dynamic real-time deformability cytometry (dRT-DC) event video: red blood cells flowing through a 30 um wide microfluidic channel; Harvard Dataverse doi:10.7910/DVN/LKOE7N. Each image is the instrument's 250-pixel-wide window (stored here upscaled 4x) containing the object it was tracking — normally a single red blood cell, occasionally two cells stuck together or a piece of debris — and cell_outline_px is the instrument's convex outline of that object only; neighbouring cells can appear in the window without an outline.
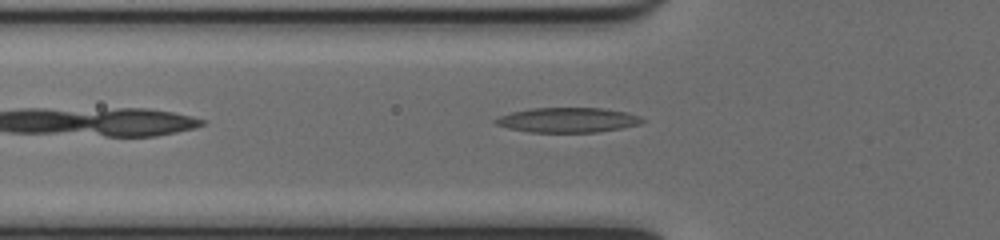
{"species": "common noctule bat (a hibernating species)", "species_latin": "Nyctalus noctula", "temperature_condition": "cold", "stored_images_in_passage": 32, "camera_frame_rate_fps": 3000, "um_per_image_px": 0.085, "animal": {"sex": "female", "body_mass_g": 17.0, "forearm_length_mm": 48.0}, "frame": {"image": 1, "passage_image": 3, "time_ms": 0.667, "image_size_px": [1000, 240], "cell_outline_px": [[644, 120], [640, 124], [620, 128], [596, 132], [528, 132], [508, 128], [496, 124], [492, 120], [500, 116], [512, 112], [532, 108], [600, 108], [628, 112], [640, 116]], "centroid_in_image_um": [48.25, 10.2], "position_along_channel_um": 77.6, "area_um2": 21.15}}
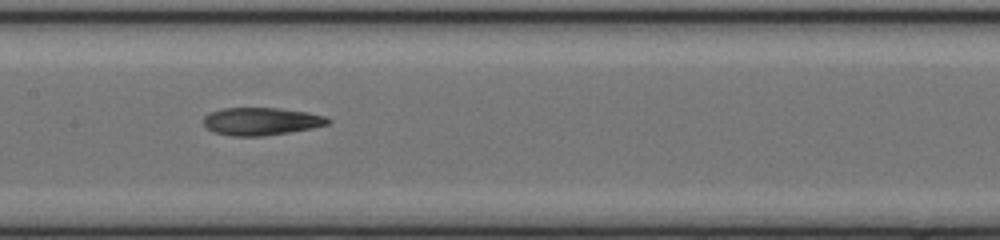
{"frame": {"image": 2, "passage_image": 11, "time_ms": 3.333, "image_size_px": [1000, 240], "cell_outline_px": [[332, 120], [328, 124], [312, 128], [264, 136], [232, 136], [212, 132], [204, 124], [204, 116], [212, 112], [224, 108], [276, 108], [308, 112], [324, 116]], "centroid_in_image_um": [22.21, 10.32], "position_along_channel_um": 185.2, "area_um2": 19.94}}
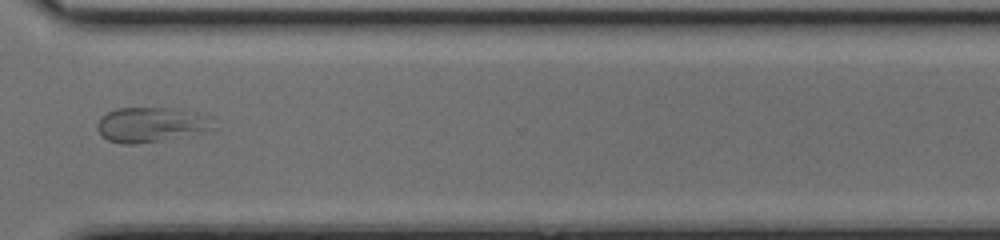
{"frame": {"image": 3, "passage_image": 24, "time_ms": 7.667, "image_size_px": [1000, 240], "cell_outline_px": [[204, 132], [160, 140], [136, 144], [120, 144], [108, 140], [96, 128], [96, 124], [108, 112], [116, 108], [172, 108], [180, 112], [204, 128]], "centroid_in_image_um": [12.38, 10.64], "position_along_channel_um": 358.2, "area_um2": 20.98}, "authors_computed_cell_mechanics": {"area_um2": 20.3456, "velocity_mm_per_s": 3.9968, "shape_relaxation_time_tau1_ms": null, "shape_relaxation_time_tau2_ms": 2.7573, "deformation_change_tau1": null, "deformation_change_tau2": 0.1134}}